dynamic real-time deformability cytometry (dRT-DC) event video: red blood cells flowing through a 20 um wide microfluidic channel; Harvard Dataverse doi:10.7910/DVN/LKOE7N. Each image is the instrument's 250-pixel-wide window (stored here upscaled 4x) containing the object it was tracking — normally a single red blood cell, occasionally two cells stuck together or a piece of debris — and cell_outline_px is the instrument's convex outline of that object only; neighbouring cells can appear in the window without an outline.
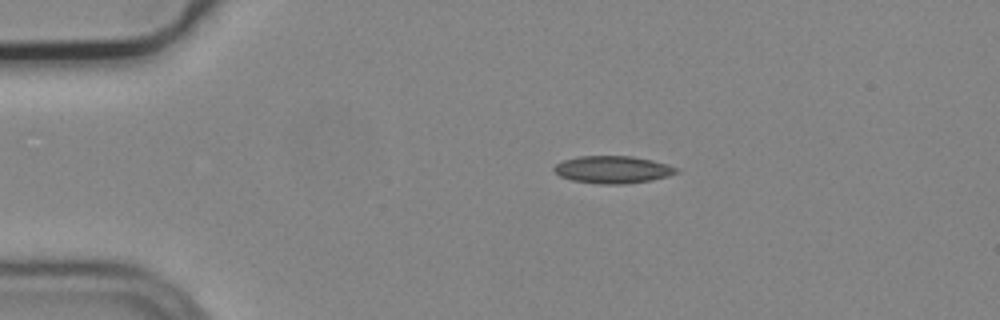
{"species": "common noctule bat (a hibernating species)", "species_latin": "Nyctalus noctula", "temperature_condition": "cold", "stored_images_in_passage": 4, "camera_frame_rate_fps": 3000, "um_per_image_px": 0.085, "animal": {"sex": "male", "body_mass_g": 19.2, "forearm_length_mm": 51.8}, "frame": {"image": 1, "passage_image": 1, "time_ms": 0.0, "image_size_px": [1000, 320], "cell_outline_px": [[680, 172], [668, 176], [652, 180], [624, 184], [600, 184], [572, 180], [560, 176], [552, 168], [556, 164], [564, 160], [576, 156], [632, 156], [652, 160], [668, 164], [680, 168]], "centroid_in_image_um": [52.12, 14.41], "position_along_channel_um": 32.9, "area_um2": 19.65}}
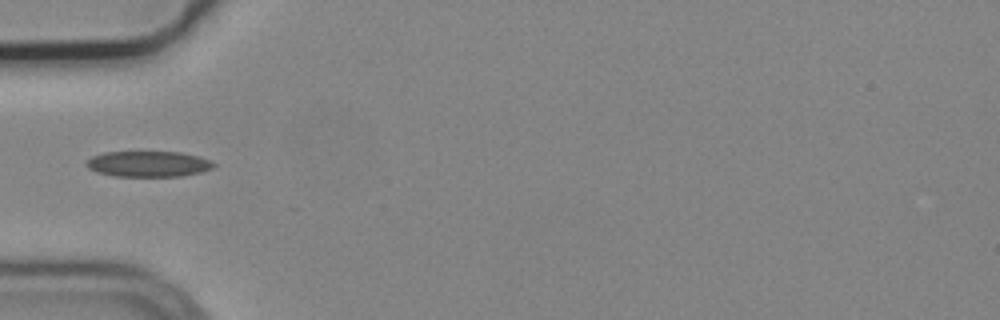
{"frame": {"image": 2, "passage_image": 3, "time_ms": 0.667, "image_size_px": [1000, 320], "cell_outline_px": [[216, 164], [212, 168], [200, 172], [180, 176], [112, 176], [96, 172], [88, 168], [84, 164], [92, 156], [104, 152], [180, 152], [200, 156]], "centroid_in_image_um": [12.57, 13.93], "position_along_channel_um": 72.4, "area_um2": 19.07}}
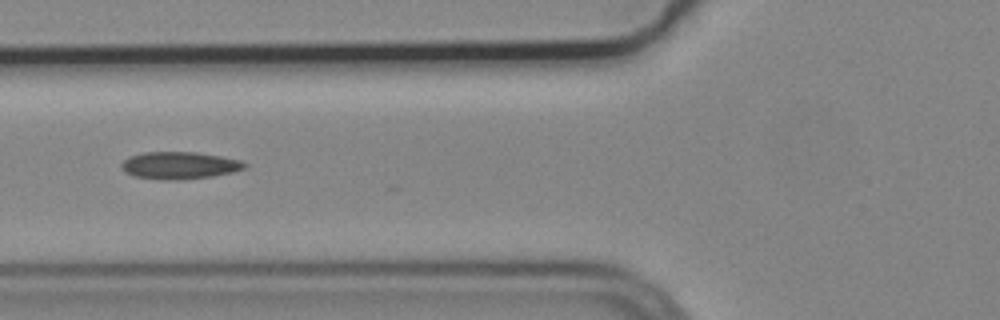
{"frame": {"image": 3, "passage_image": 4, "time_ms": 1.0, "image_size_px": [1000, 320], "cell_outline_px": [[248, 164], [244, 168], [232, 172], [212, 176], [136, 176], [124, 172], [120, 164], [128, 156], [144, 152], [196, 152], [244, 160]], "centroid_in_image_um": [15.3, 13.98], "position_along_channel_um": 110.5, "area_um2": 18.32}}